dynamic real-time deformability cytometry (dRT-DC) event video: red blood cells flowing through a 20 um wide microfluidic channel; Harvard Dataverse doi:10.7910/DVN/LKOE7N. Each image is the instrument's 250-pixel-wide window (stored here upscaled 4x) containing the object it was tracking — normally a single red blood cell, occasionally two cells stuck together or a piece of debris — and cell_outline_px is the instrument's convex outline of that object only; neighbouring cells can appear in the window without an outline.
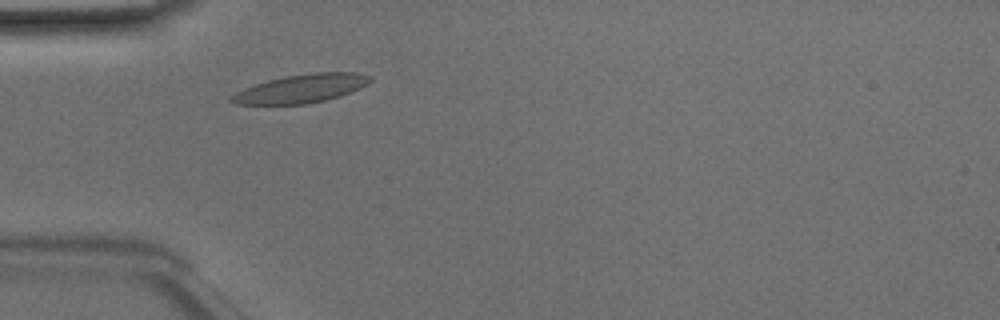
{"species": "Egyptian fruit bat (a non-hibernating species)", "species_latin": "Rousettus aegyptiacus", "temperature_condition": "room temperature", "stored_images_in_passage": 41, "camera_frame_rate_fps": 3000, "um_per_image_px": 0.085, "animal": {"sex": "male"}, "frame": {"image": 1, "passage_image": 6, "time_ms": 1.667, "image_size_px": [1000, 320], "cell_outline_px": [[372, 80], [368, 84], [360, 88], [324, 100], [308, 104], [236, 104], [228, 100], [228, 96], [244, 88], [268, 80], [284, 76], [316, 72], [356, 72], [372, 76]], "centroid_in_image_um": [25.58, 7.52], "position_along_channel_um": 59.4, "area_um2": 22.89}}
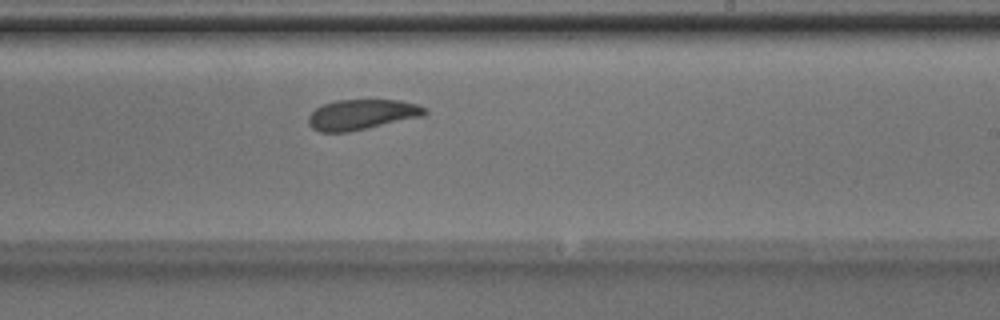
{"frame": {"image": 2, "passage_image": 21, "time_ms": 6.667, "image_size_px": [1000, 320], "cell_outline_px": [[428, 112], [424, 116], [348, 132], [320, 132], [312, 128], [308, 124], [308, 116], [316, 108], [324, 104], [336, 100], [400, 100], [416, 104], [428, 108]], "centroid_in_image_um": [30.77, 9.73], "position_along_channel_um": 258.2, "area_um2": 20.58}}
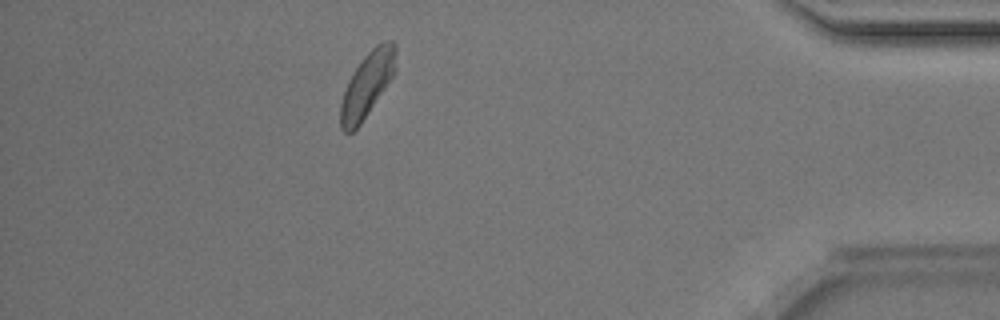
{"frame": {"image": 3, "passage_image": 35, "time_ms": 11.333, "image_size_px": [1000, 320], "cell_outline_px": [[396, 72], [360, 124], [352, 132], [344, 132], [340, 128], [340, 104], [348, 80], [352, 72], [364, 56], [376, 44], [384, 40], [392, 40], [396, 44]], "centroid_in_image_um": [31.22, 7.15], "position_along_channel_um": 404.0, "area_um2": 20.92}, "authors_computed_cell_mechanics": {"area_um2": 21.1548, "velocity_mm_per_s": 4.0575, "shape_relaxation_time_tau1_ms": 3.0829, "shape_relaxation_time_tau2_ms": 3.2817, "deformation_change_tau1": 0.1005, "deformation_change_tau2": 0.0861}}